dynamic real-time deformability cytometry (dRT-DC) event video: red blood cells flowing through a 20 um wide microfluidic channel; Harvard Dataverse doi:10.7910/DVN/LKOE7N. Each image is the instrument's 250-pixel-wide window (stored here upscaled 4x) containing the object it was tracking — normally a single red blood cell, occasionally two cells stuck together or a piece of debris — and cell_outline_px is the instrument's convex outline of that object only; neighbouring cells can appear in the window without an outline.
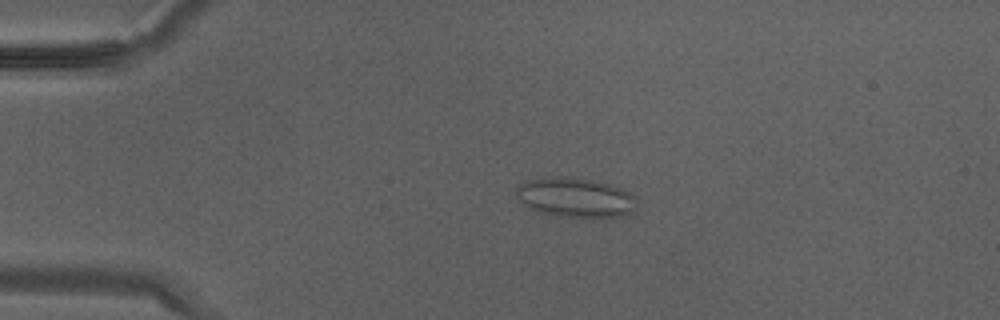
{"species": "Egyptian fruit bat (a non-hibernating species)", "species_latin": "Rousettus aegyptiacus", "temperature_condition": "warm", "stored_images_in_passage": 32, "camera_frame_rate_fps": 3000, "um_per_image_px": 0.085, "animal": {"sex": "male"}, "frame": {"image": 1, "passage_image": 5, "time_ms": 1.333, "image_size_px": [1000, 320], "cell_outline_px": [[636, 212], [628, 216], [552, 216], [536, 212], [528, 208], [516, 196], [516, 188], [520, 184], [528, 180], [552, 176], [560, 176], [592, 180], [608, 184], [620, 188], [628, 192], [632, 196]], "centroid_in_image_um": [48.85, 16.79], "position_along_channel_um": 36.1, "area_um2": 27.63}}
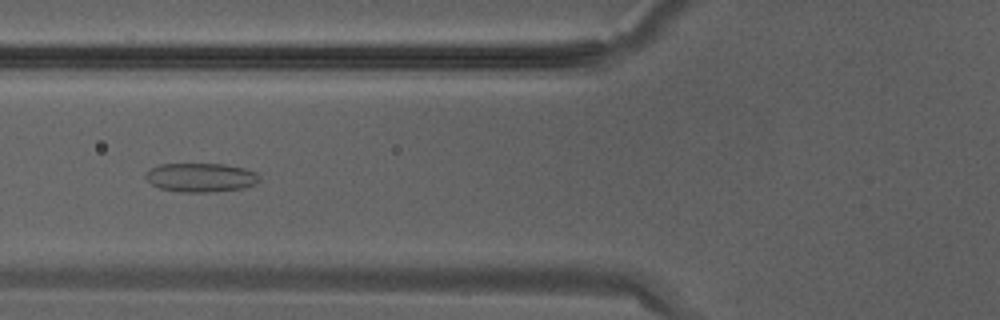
{"frame": {"image": 2, "passage_image": 11, "time_ms": 3.333, "image_size_px": [1000, 320], "cell_outline_px": [[260, 180], [244, 188], [208, 192], [180, 192], [160, 188], [152, 184], [144, 176], [152, 168], [160, 164], [224, 164], [244, 168], [256, 172], [260, 176]], "centroid_in_image_um": [17.08, 15.08], "position_along_channel_um": 108.7, "area_um2": 19.02}}
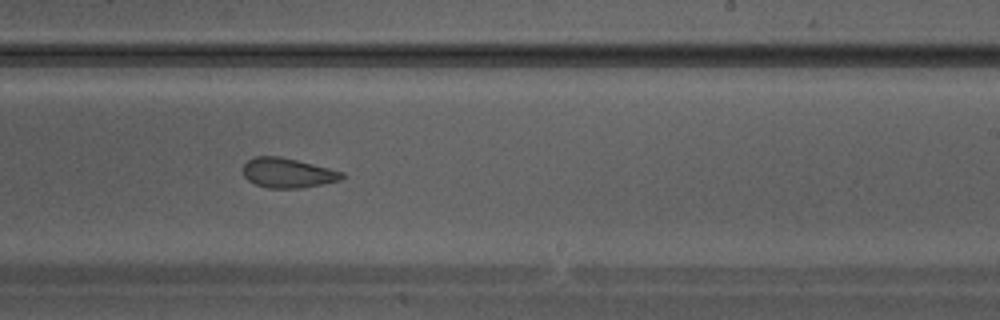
{"frame": {"image": 3, "passage_image": 19, "time_ms": 6.0, "image_size_px": [1000, 320], "cell_outline_px": [[344, 176], [340, 180], [300, 188], [268, 188], [256, 184], [248, 180], [244, 176], [244, 164], [248, 160], [256, 156], [280, 156], [344, 172]], "centroid_in_image_um": [24.44, 14.69], "position_along_channel_um": 264.6, "area_um2": 16.88}}